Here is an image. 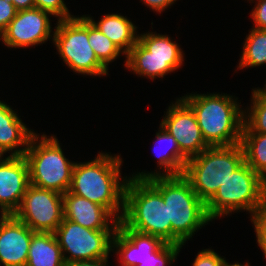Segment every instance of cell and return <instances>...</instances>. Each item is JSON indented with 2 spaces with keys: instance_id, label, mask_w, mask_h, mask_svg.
I'll use <instances>...</instances> for the list:
<instances>
[{
  "instance_id": "cell-1",
  "label": "cell",
  "mask_w": 266,
  "mask_h": 266,
  "mask_svg": "<svg viewBox=\"0 0 266 266\" xmlns=\"http://www.w3.org/2000/svg\"><path fill=\"white\" fill-rule=\"evenodd\" d=\"M121 155L99 152L93 160L76 162L69 191L105 207L118 221L124 213L125 186ZM123 178V179H122Z\"/></svg>"
},
{
  "instance_id": "cell-2",
  "label": "cell",
  "mask_w": 266,
  "mask_h": 266,
  "mask_svg": "<svg viewBox=\"0 0 266 266\" xmlns=\"http://www.w3.org/2000/svg\"><path fill=\"white\" fill-rule=\"evenodd\" d=\"M233 97L208 92L180 97L195 113L203 139L209 146H231L241 142L244 110L238 98Z\"/></svg>"
},
{
  "instance_id": "cell-3",
  "label": "cell",
  "mask_w": 266,
  "mask_h": 266,
  "mask_svg": "<svg viewBox=\"0 0 266 266\" xmlns=\"http://www.w3.org/2000/svg\"><path fill=\"white\" fill-rule=\"evenodd\" d=\"M147 180L162 194L168 207L171 244L185 245L195 232L212 222L207 215L206 204L183 175L156 176Z\"/></svg>"
},
{
  "instance_id": "cell-4",
  "label": "cell",
  "mask_w": 266,
  "mask_h": 266,
  "mask_svg": "<svg viewBox=\"0 0 266 266\" xmlns=\"http://www.w3.org/2000/svg\"><path fill=\"white\" fill-rule=\"evenodd\" d=\"M121 221L132 230L150 234L171 244V221L162 194L147 180L129 177L125 186Z\"/></svg>"
},
{
  "instance_id": "cell-5",
  "label": "cell",
  "mask_w": 266,
  "mask_h": 266,
  "mask_svg": "<svg viewBox=\"0 0 266 266\" xmlns=\"http://www.w3.org/2000/svg\"><path fill=\"white\" fill-rule=\"evenodd\" d=\"M39 135L35 133L31 137L23 155L28 164L30 184L64 194L70 189L76 162L65 157L56 136Z\"/></svg>"
},
{
  "instance_id": "cell-6",
  "label": "cell",
  "mask_w": 266,
  "mask_h": 266,
  "mask_svg": "<svg viewBox=\"0 0 266 266\" xmlns=\"http://www.w3.org/2000/svg\"><path fill=\"white\" fill-rule=\"evenodd\" d=\"M244 162V151L240 143L210 146L188 159L182 175L189 181L197 196L206 203Z\"/></svg>"
},
{
  "instance_id": "cell-7",
  "label": "cell",
  "mask_w": 266,
  "mask_h": 266,
  "mask_svg": "<svg viewBox=\"0 0 266 266\" xmlns=\"http://www.w3.org/2000/svg\"><path fill=\"white\" fill-rule=\"evenodd\" d=\"M265 197L266 181L244 162L205 203L206 212L212 221L240 210L252 218Z\"/></svg>"
},
{
  "instance_id": "cell-8",
  "label": "cell",
  "mask_w": 266,
  "mask_h": 266,
  "mask_svg": "<svg viewBox=\"0 0 266 266\" xmlns=\"http://www.w3.org/2000/svg\"><path fill=\"white\" fill-rule=\"evenodd\" d=\"M184 54L167 34L148 31L138 35V41L125 56L124 66L140 77L155 80L178 70Z\"/></svg>"
},
{
  "instance_id": "cell-9",
  "label": "cell",
  "mask_w": 266,
  "mask_h": 266,
  "mask_svg": "<svg viewBox=\"0 0 266 266\" xmlns=\"http://www.w3.org/2000/svg\"><path fill=\"white\" fill-rule=\"evenodd\" d=\"M56 22L53 43L67 67L81 75H108V69L98 60L89 44L86 15Z\"/></svg>"
},
{
  "instance_id": "cell-10",
  "label": "cell",
  "mask_w": 266,
  "mask_h": 266,
  "mask_svg": "<svg viewBox=\"0 0 266 266\" xmlns=\"http://www.w3.org/2000/svg\"><path fill=\"white\" fill-rule=\"evenodd\" d=\"M115 231L116 229H88L63 218L54 234L65 263H71L109 258Z\"/></svg>"
},
{
  "instance_id": "cell-11",
  "label": "cell",
  "mask_w": 266,
  "mask_h": 266,
  "mask_svg": "<svg viewBox=\"0 0 266 266\" xmlns=\"http://www.w3.org/2000/svg\"><path fill=\"white\" fill-rule=\"evenodd\" d=\"M14 216L34 232H55L63 220V194L29 185Z\"/></svg>"
},
{
  "instance_id": "cell-12",
  "label": "cell",
  "mask_w": 266,
  "mask_h": 266,
  "mask_svg": "<svg viewBox=\"0 0 266 266\" xmlns=\"http://www.w3.org/2000/svg\"><path fill=\"white\" fill-rule=\"evenodd\" d=\"M174 102L166 109L160 125L176 139L181 153L190 159L210 146L203 139L192 109L181 98Z\"/></svg>"
},
{
  "instance_id": "cell-13",
  "label": "cell",
  "mask_w": 266,
  "mask_h": 266,
  "mask_svg": "<svg viewBox=\"0 0 266 266\" xmlns=\"http://www.w3.org/2000/svg\"><path fill=\"white\" fill-rule=\"evenodd\" d=\"M49 17H52L49 12L39 8L19 10L1 34V41L14 49L41 45L51 38L53 42L54 31Z\"/></svg>"
},
{
  "instance_id": "cell-14",
  "label": "cell",
  "mask_w": 266,
  "mask_h": 266,
  "mask_svg": "<svg viewBox=\"0 0 266 266\" xmlns=\"http://www.w3.org/2000/svg\"><path fill=\"white\" fill-rule=\"evenodd\" d=\"M29 185V169L24 156H0V210L14 215Z\"/></svg>"
},
{
  "instance_id": "cell-15",
  "label": "cell",
  "mask_w": 266,
  "mask_h": 266,
  "mask_svg": "<svg viewBox=\"0 0 266 266\" xmlns=\"http://www.w3.org/2000/svg\"><path fill=\"white\" fill-rule=\"evenodd\" d=\"M163 244L160 238L129 229L120 220L112 239V251L120 260V266H136L151 257Z\"/></svg>"
},
{
  "instance_id": "cell-16",
  "label": "cell",
  "mask_w": 266,
  "mask_h": 266,
  "mask_svg": "<svg viewBox=\"0 0 266 266\" xmlns=\"http://www.w3.org/2000/svg\"><path fill=\"white\" fill-rule=\"evenodd\" d=\"M63 217L93 230L117 229L119 223L105 207L70 191L63 194Z\"/></svg>"
},
{
  "instance_id": "cell-17",
  "label": "cell",
  "mask_w": 266,
  "mask_h": 266,
  "mask_svg": "<svg viewBox=\"0 0 266 266\" xmlns=\"http://www.w3.org/2000/svg\"><path fill=\"white\" fill-rule=\"evenodd\" d=\"M34 233L12 215L0 231V266H26Z\"/></svg>"
},
{
  "instance_id": "cell-18",
  "label": "cell",
  "mask_w": 266,
  "mask_h": 266,
  "mask_svg": "<svg viewBox=\"0 0 266 266\" xmlns=\"http://www.w3.org/2000/svg\"><path fill=\"white\" fill-rule=\"evenodd\" d=\"M29 129L17 112L0 100V156L7 155V152H10L9 156H23L36 133Z\"/></svg>"
},
{
  "instance_id": "cell-19",
  "label": "cell",
  "mask_w": 266,
  "mask_h": 266,
  "mask_svg": "<svg viewBox=\"0 0 266 266\" xmlns=\"http://www.w3.org/2000/svg\"><path fill=\"white\" fill-rule=\"evenodd\" d=\"M160 130L156 132L155 145L159 147L161 144H165L163 150L156 153V149L154 147L155 154L158 160V170H154L151 172L142 171L133 173L131 178L134 179H149L156 176H177L182 175L184 172V168L188 159L181 153L180 147L176 142V139L170 135L161 125L159 127ZM162 144V145H163ZM161 148V147H160ZM156 149V150H155ZM159 151V150H158ZM161 169L163 171H161ZM156 171V172H155Z\"/></svg>"
},
{
  "instance_id": "cell-20",
  "label": "cell",
  "mask_w": 266,
  "mask_h": 266,
  "mask_svg": "<svg viewBox=\"0 0 266 266\" xmlns=\"http://www.w3.org/2000/svg\"><path fill=\"white\" fill-rule=\"evenodd\" d=\"M104 35H106L126 56L138 41L137 26L126 16L106 14L97 22L86 16Z\"/></svg>"
},
{
  "instance_id": "cell-21",
  "label": "cell",
  "mask_w": 266,
  "mask_h": 266,
  "mask_svg": "<svg viewBox=\"0 0 266 266\" xmlns=\"http://www.w3.org/2000/svg\"><path fill=\"white\" fill-rule=\"evenodd\" d=\"M62 249L53 232L32 235L26 266H65Z\"/></svg>"
},
{
  "instance_id": "cell-22",
  "label": "cell",
  "mask_w": 266,
  "mask_h": 266,
  "mask_svg": "<svg viewBox=\"0 0 266 266\" xmlns=\"http://www.w3.org/2000/svg\"><path fill=\"white\" fill-rule=\"evenodd\" d=\"M240 144L245 162L266 181V134L242 132Z\"/></svg>"
},
{
  "instance_id": "cell-23",
  "label": "cell",
  "mask_w": 266,
  "mask_h": 266,
  "mask_svg": "<svg viewBox=\"0 0 266 266\" xmlns=\"http://www.w3.org/2000/svg\"><path fill=\"white\" fill-rule=\"evenodd\" d=\"M238 69L266 65V29L251 28L244 39Z\"/></svg>"
},
{
  "instance_id": "cell-24",
  "label": "cell",
  "mask_w": 266,
  "mask_h": 266,
  "mask_svg": "<svg viewBox=\"0 0 266 266\" xmlns=\"http://www.w3.org/2000/svg\"><path fill=\"white\" fill-rule=\"evenodd\" d=\"M249 108L244 109V125L242 132L266 134V95L257 88L252 89Z\"/></svg>"
},
{
  "instance_id": "cell-25",
  "label": "cell",
  "mask_w": 266,
  "mask_h": 266,
  "mask_svg": "<svg viewBox=\"0 0 266 266\" xmlns=\"http://www.w3.org/2000/svg\"><path fill=\"white\" fill-rule=\"evenodd\" d=\"M88 39L98 60L108 69L124 53L88 19Z\"/></svg>"
},
{
  "instance_id": "cell-26",
  "label": "cell",
  "mask_w": 266,
  "mask_h": 266,
  "mask_svg": "<svg viewBox=\"0 0 266 266\" xmlns=\"http://www.w3.org/2000/svg\"><path fill=\"white\" fill-rule=\"evenodd\" d=\"M182 247L180 245L164 243L151 257L142 260L136 266H170L177 259Z\"/></svg>"
},
{
  "instance_id": "cell-27",
  "label": "cell",
  "mask_w": 266,
  "mask_h": 266,
  "mask_svg": "<svg viewBox=\"0 0 266 266\" xmlns=\"http://www.w3.org/2000/svg\"><path fill=\"white\" fill-rule=\"evenodd\" d=\"M256 233L258 246L266 258V197L251 218Z\"/></svg>"
},
{
  "instance_id": "cell-28",
  "label": "cell",
  "mask_w": 266,
  "mask_h": 266,
  "mask_svg": "<svg viewBox=\"0 0 266 266\" xmlns=\"http://www.w3.org/2000/svg\"><path fill=\"white\" fill-rule=\"evenodd\" d=\"M35 8L49 12L57 20H64L75 17L69 12L64 0H34Z\"/></svg>"
},
{
  "instance_id": "cell-29",
  "label": "cell",
  "mask_w": 266,
  "mask_h": 266,
  "mask_svg": "<svg viewBox=\"0 0 266 266\" xmlns=\"http://www.w3.org/2000/svg\"><path fill=\"white\" fill-rule=\"evenodd\" d=\"M227 261L213 249H203L198 252L192 266H225Z\"/></svg>"
},
{
  "instance_id": "cell-30",
  "label": "cell",
  "mask_w": 266,
  "mask_h": 266,
  "mask_svg": "<svg viewBox=\"0 0 266 266\" xmlns=\"http://www.w3.org/2000/svg\"><path fill=\"white\" fill-rule=\"evenodd\" d=\"M17 11L11 0H0V35L16 16Z\"/></svg>"
},
{
  "instance_id": "cell-31",
  "label": "cell",
  "mask_w": 266,
  "mask_h": 266,
  "mask_svg": "<svg viewBox=\"0 0 266 266\" xmlns=\"http://www.w3.org/2000/svg\"><path fill=\"white\" fill-rule=\"evenodd\" d=\"M254 2L257 3L250 13L254 23L252 28L266 29V0Z\"/></svg>"
},
{
  "instance_id": "cell-32",
  "label": "cell",
  "mask_w": 266,
  "mask_h": 266,
  "mask_svg": "<svg viewBox=\"0 0 266 266\" xmlns=\"http://www.w3.org/2000/svg\"><path fill=\"white\" fill-rule=\"evenodd\" d=\"M142 1L146 6L149 7V9H152V11L159 12V14L162 11H165V9L169 8L172 4H174L177 0H140Z\"/></svg>"
},
{
  "instance_id": "cell-33",
  "label": "cell",
  "mask_w": 266,
  "mask_h": 266,
  "mask_svg": "<svg viewBox=\"0 0 266 266\" xmlns=\"http://www.w3.org/2000/svg\"><path fill=\"white\" fill-rule=\"evenodd\" d=\"M108 258L87 260V261H76L66 263L65 266H108Z\"/></svg>"
},
{
  "instance_id": "cell-34",
  "label": "cell",
  "mask_w": 266,
  "mask_h": 266,
  "mask_svg": "<svg viewBox=\"0 0 266 266\" xmlns=\"http://www.w3.org/2000/svg\"><path fill=\"white\" fill-rule=\"evenodd\" d=\"M11 2L18 11L35 8L34 0H11Z\"/></svg>"
},
{
  "instance_id": "cell-35",
  "label": "cell",
  "mask_w": 266,
  "mask_h": 266,
  "mask_svg": "<svg viewBox=\"0 0 266 266\" xmlns=\"http://www.w3.org/2000/svg\"><path fill=\"white\" fill-rule=\"evenodd\" d=\"M0 231L4 225V223L12 216V214H10L9 212L0 210Z\"/></svg>"
},
{
  "instance_id": "cell-36",
  "label": "cell",
  "mask_w": 266,
  "mask_h": 266,
  "mask_svg": "<svg viewBox=\"0 0 266 266\" xmlns=\"http://www.w3.org/2000/svg\"><path fill=\"white\" fill-rule=\"evenodd\" d=\"M225 266H250V265H249L248 262L245 263L244 265L241 264V263H238V262H237V263L235 262L234 264H231V263H228V262H227V263L225 264Z\"/></svg>"
},
{
  "instance_id": "cell-37",
  "label": "cell",
  "mask_w": 266,
  "mask_h": 266,
  "mask_svg": "<svg viewBox=\"0 0 266 266\" xmlns=\"http://www.w3.org/2000/svg\"><path fill=\"white\" fill-rule=\"evenodd\" d=\"M266 82V81H265ZM265 87H263V88H258L257 87V89L261 92V93H263L264 95H266V84L264 85Z\"/></svg>"
}]
</instances>
